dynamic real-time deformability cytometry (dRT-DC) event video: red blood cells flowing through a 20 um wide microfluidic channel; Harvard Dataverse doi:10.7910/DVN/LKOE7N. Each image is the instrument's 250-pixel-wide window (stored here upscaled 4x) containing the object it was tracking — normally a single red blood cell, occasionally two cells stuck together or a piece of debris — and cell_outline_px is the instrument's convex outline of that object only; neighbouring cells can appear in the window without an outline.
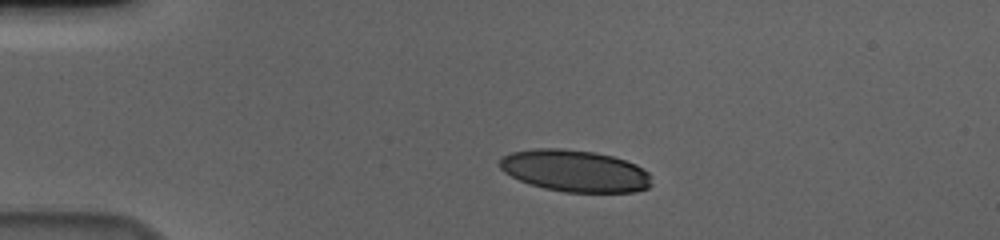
{"species": "human", "species_latin": "Homo sapiens", "temperature_condition": "cold", "stored_images_in_passage": 45, "camera_frame_rate_fps": 3000, "um_per_image_px": 0.085, "donor": {"sex": "male"}, "frame": {"image": 1, "passage_image": 1, "time_ms": 0.0, "image_size_px": [1000, 240], "cell_outline_px": [[652, 184], [648, 188], [636, 192], [564, 192], [544, 188], [528, 184], [504, 172], [500, 168], [500, 156], [512, 152], [532, 148], [564, 148], [596, 152], [612, 156], [636, 164], [648, 172]], "centroid_in_image_um": [48.86, 14.52], "position_along_channel_um": 36.1, "area_um2": 37.28}}
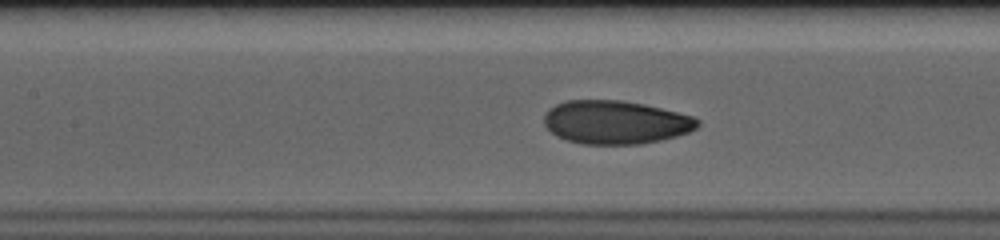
{"frame": {"image": 2, "passage_image": 15, "time_ms": 4.667, "image_size_px": [1000, 240], "cell_outline_px": [[700, 124], [696, 128], [688, 132], [676, 136], [660, 140], [640, 144], [584, 144], [568, 140], [556, 136], [544, 124], [544, 116], [548, 108], [556, 104], [568, 100], [620, 100], [644, 104], [692, 116], [700, 120]], "centroid_in_image_um": [52.31, 10.39], "position_along_channel_um": 155.1, "area_um2": 38.73}}
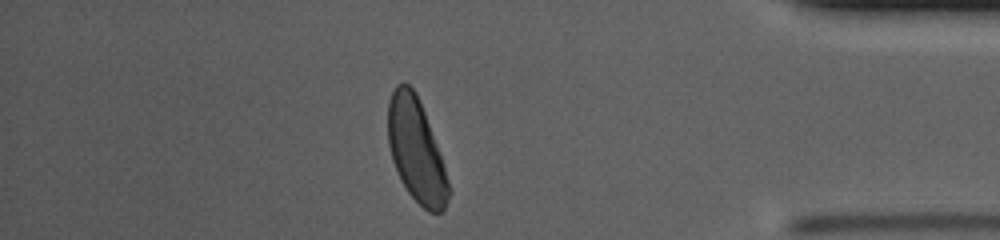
{"frame": {"image": 3, "passage_image": 38, "time_ms": 12.333, "image_size_px": [1000, 240], "cell_outline_px": [[452, 192], [444, 208], [440, 212], [428, 212], [408, 192], [400, 180], [392, 160], [388, 144], [388, 100], [396, 84], [408, 84], [416, 92], [424, 112], [440, 156]], "centroid_in_image_um": [35.36, 12.8], "position_along_channel_um": 399.8, "area_um2": 36.01}, "authors_computed_cell_mechanics": {"area_um2": 37.859, "velocity_mm_per_s": 3.6117, "shape_relaxation_time_tau1_ms": 3.6188, "shape_relaxation_time_tau2_ms": 0.8856, "deformation_change_tau1": 0.1371, "deformation_change_tau2": 0.0494}}